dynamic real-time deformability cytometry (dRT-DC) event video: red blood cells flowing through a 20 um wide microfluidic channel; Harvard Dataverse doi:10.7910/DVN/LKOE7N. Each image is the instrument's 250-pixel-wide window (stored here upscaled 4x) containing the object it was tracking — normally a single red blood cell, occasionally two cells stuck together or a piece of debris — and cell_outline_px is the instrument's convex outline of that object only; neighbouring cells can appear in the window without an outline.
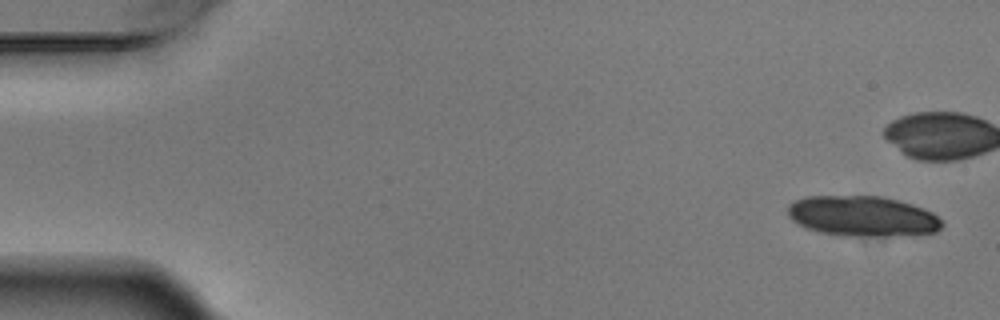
{"species": "Egyptian fruit bat (a non-hibernating species)", "species_latin": "Rousettus aegyptiacus", "temperature_condition": "warm", "stored_images_in_passage": 8, "camera_frame_rate_fps": 3000, "um_per_image_px": 0.085, "animal": {"sex": "male"}, "frame": {"image": 1, "passage_image": 1, "time_ms": 0.0, "image_size_px": [1000, 320], "cell_outline_px": [[944, 224], [936, 232], [884, 236], [840, 236], [820, 232], [804, 228], [792, 220], [788, 216], [788, 204], [792, 200], [804, 196], [880, 196], [912, 204], [932, 212]], "centroid_in_image_um": [73.24, 18.37], "position_along_channel_um": 11.8, "area_um2": 36.41}}